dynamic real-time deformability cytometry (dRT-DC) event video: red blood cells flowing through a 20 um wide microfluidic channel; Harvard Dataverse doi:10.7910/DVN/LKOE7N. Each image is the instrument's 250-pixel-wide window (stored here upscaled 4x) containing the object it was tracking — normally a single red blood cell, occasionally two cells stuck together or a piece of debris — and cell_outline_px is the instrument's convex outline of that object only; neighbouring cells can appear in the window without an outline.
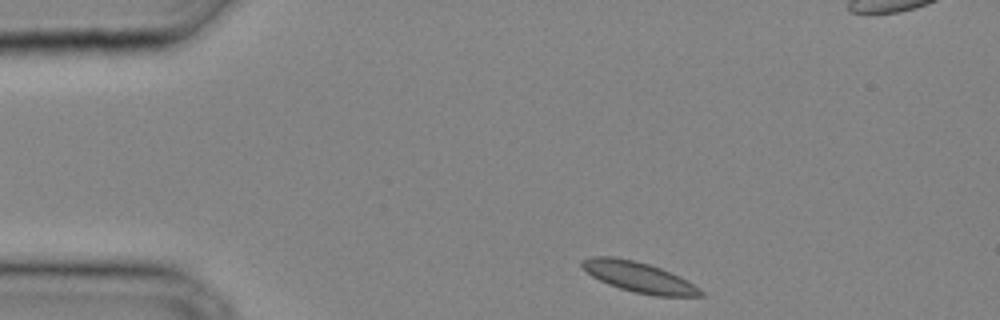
{"species": "common noctule bat (a hibernating species)", "species_latin": "Nyctalus noctula", "temperature_condition": "cold", "stored_images_in_passage": 27, "camera_frame_rate_fps": 3000, "um_per_image_px": 0.085, "animal": {"sex": "male", "body_mass_g": 20.4}, "frame": {"image": 1, "passage_image": 1, "time_ms": 0.0, "image_size_px": [1000, 320], "cell_outline_px": [[704, 296], [656, 296], [632, 292], [608, 284], [592, 276], [580, 264], [580, 260], [592, 256], [612, 256], [636, 260], [660, 268], [680, 276], [704, 292]], "centroid_in_image_um": [54.28, 23.54], "position_along_channel_um": 30.7, "area_um2": 20.92}}
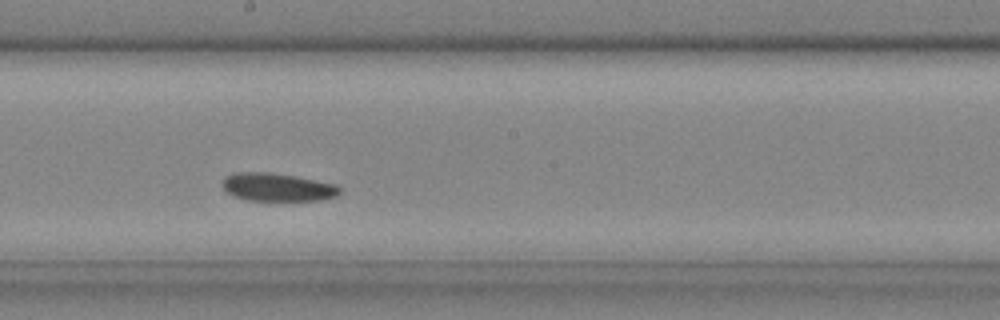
{"frame": {"image": 2, "passage_image": 14, "time_ms": 4.333, "image_size_px": [1000, 320], "cell_outline_px": [[340, 192], [336, 196], [316, 200], [248, 200], [232, 196], [224, 188], [224, 176], [236, 172], [272, 172], [296, 176], [336, 184], [340, 188]], "centroid_in_image_um": [23.57, 15.89], "position_along_channel_um": 224.6, "area_um2": 19.07}}
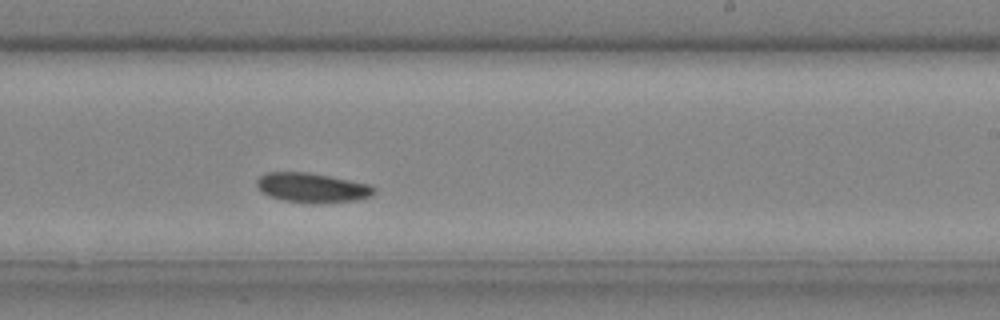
{"frame": {"image": 3, "passage_image": 16, "time_ms": 5.0, "image_size_px": [1000, 320], "cell_outline_px": [[376, 192], [372, 196], [356, 200], [312, 204], [284, 200], [268, 196], [260, 192], [256, 184], [256, 180], [260, 176], [268, 172], [308, 172], [368, 184], [376, 188]], "centroid_in_image_um": [26.51, 15.96], "position_along_channel_um": 262.5, "area_um2": 20.29}}